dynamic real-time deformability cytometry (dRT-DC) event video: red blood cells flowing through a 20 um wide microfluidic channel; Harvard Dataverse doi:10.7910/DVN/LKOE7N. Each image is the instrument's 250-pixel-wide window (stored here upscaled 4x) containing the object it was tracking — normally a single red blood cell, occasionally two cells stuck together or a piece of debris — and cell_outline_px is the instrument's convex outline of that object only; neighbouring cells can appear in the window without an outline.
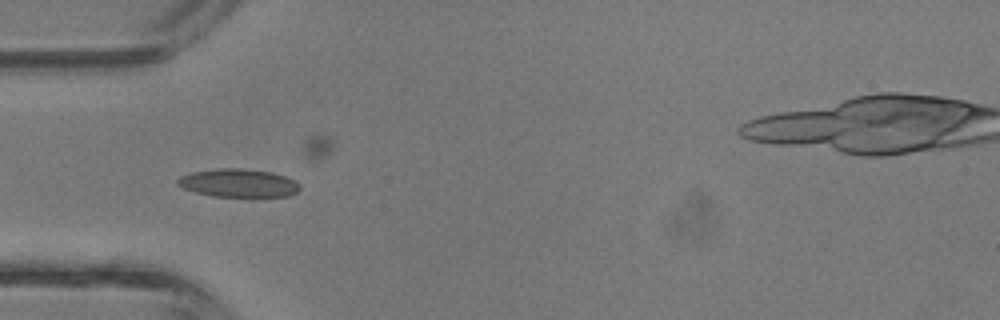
{"species": "common noctule bat (a hibernating species)", "species_latin": "Nyctalus noctula", "temperature_condition": "room temperature", "stored_images_in_passage": 6, "camera_frame_rate_fps": 3000, "um_per_image_px": 0.085, "animal": {"sex": "male", "body_mass_g": 13.3}, "frame": {"image": 1, "passage_image": 5, "time_ms": 1.333, "image_size_px": [1000, 320], "cell_outline_px": [[300, 188], [296, 192], [288, 196], [212, 196], [196, 192], [184, 188], [176, 184], [176, 180], [180, 176], [192, 172], [216, 168], [240, 168], [272, 172], [284, 176], [300, 184]], "centroid_in_image_um": [20.23, 15.55], "position_along_channel_um": 64.8, "area_um2": 19.94}}